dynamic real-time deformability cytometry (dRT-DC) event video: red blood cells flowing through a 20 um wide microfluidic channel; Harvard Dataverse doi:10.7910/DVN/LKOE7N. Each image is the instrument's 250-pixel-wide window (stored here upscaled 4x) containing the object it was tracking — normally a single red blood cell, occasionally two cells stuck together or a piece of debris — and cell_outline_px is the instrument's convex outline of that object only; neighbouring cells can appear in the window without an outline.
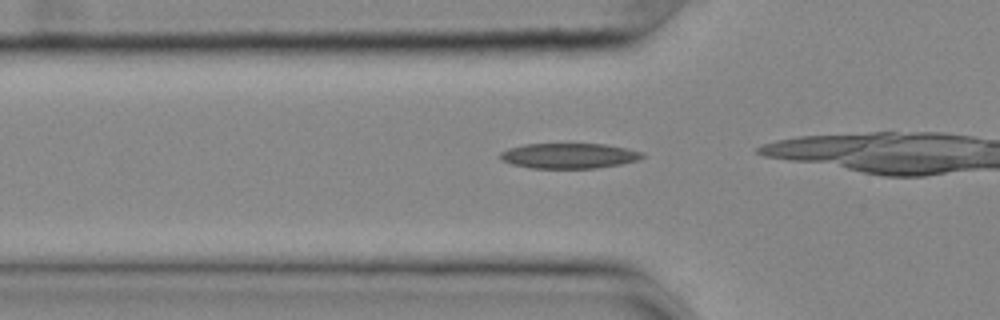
{"species": "common noctule bat (a hibernating species)", "species_latin": "Nyctalus noctula", "temperature_condition": "cold", "stored_images_in_passage": 6, "camera_frame_rate_fps": 3000, "um_per_image_px": 0.085, "animal": {"sex": "female", "body_mass_g": 25.1}, "frame": {"image": 1, "passage_image": 2, "time_ms": 0.333, "image_size_px": [1000, 320], "cell_outline_px": [[644, 156], [636, 160], [620, 164], [596, 168], [532, 168], [512, 164], [500, 160], [496, 156], [500, 152], [508, 148], [524, 144], [604, 144], [644, 152]], "centroid_in_image_um": [48.29, 13.24], "position_along_channel_um": 77.5, "area_um2": 20.92}}
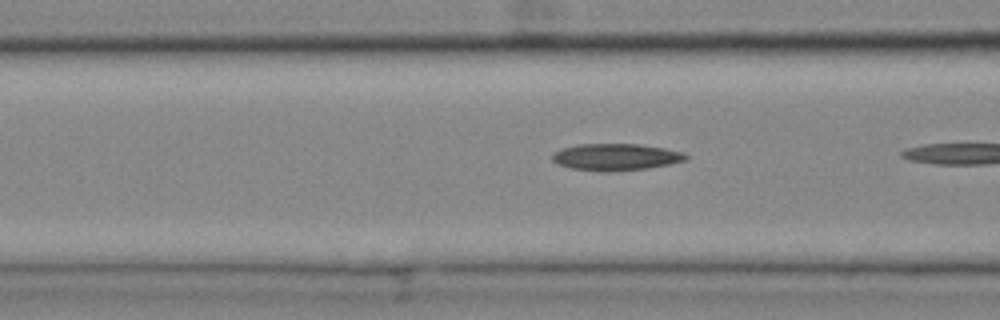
{"frame": {"image": 2, "passage_image": 5, "time_ms": 1.333, "image_size_px": [1000, 320], "cell_outline_px": [[688, 160], [648, 168], [608, 172], [604, 172], [572, 168], [556, 164], [552, 160], [552, 152], [564, 148], [580, 144], [640, 144], [664, 148], [684, 152], [688, 156]], "centroid_in_image_um": [52.35, 13.35], "position_along_channel_um": 114.3, "area_um2": 20.92}}